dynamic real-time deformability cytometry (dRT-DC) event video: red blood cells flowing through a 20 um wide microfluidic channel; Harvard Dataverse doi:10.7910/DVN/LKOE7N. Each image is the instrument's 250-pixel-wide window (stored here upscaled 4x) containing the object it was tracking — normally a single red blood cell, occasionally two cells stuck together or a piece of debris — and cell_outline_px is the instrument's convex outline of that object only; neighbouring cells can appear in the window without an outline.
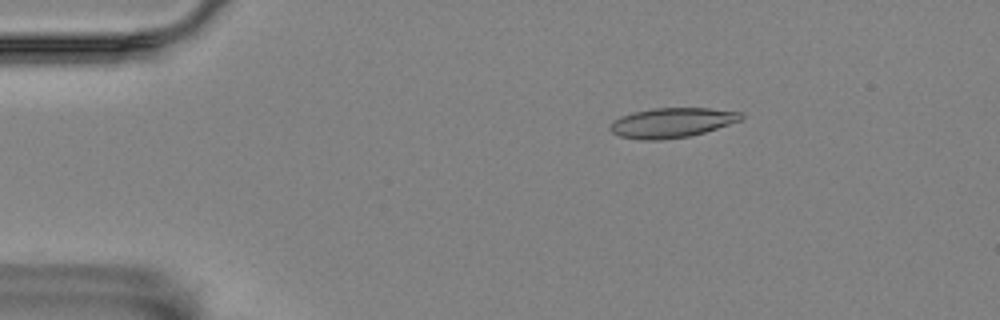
{"species": "Egyptian fruit bat (a non-hibernating species)", "species_latin": "Rousettus aegyptiacus", "temperature_condition": "room temperature", "stored_images_in_passage": 6, "camera_frame_rate_fps": 3000, "um_per_image_px": 0.085, "animal": {"sex": "female"}, "frame": {"image": 1, "passage_image": 3, "time_ms": 0.667, "image_size_px": [1000, 320], "cell_outline_px": [[744, 116], [740, 120], [704, 132], [688, 136], [660, 140], [640, 140], [620, 136], [612, 132], [608, 128], [612, 120], [620, 116], [632, 112], [652, 108], [708, 108], [740, 112]], "centroid_in_image_um": [57.03, 10.42], "position_along_channel_um": 28.0, "area_um2": 22.66}}